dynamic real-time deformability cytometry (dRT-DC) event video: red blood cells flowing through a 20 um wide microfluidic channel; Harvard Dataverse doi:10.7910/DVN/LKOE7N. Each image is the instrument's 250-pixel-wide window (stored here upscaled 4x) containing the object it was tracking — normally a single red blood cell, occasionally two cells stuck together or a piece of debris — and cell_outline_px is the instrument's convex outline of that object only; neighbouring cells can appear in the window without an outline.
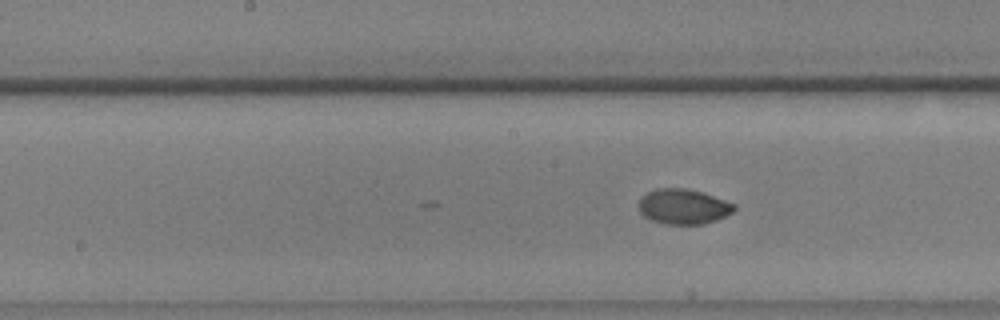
{"species": "common noctule bat (a hibernating species)", "species_latin": "Nyctalus noctula", "temperature_condition": "warm", "stored_images_in_passage": 25, "camera_frame_rate_fps": 3000, "um_per_image_px": 0.085, "animal": {"sex": "male", "body_mass_g": 17.9, "forearm_length_mm": 54.2}, "frame": {"image": 1, "passage_image": 25, "time_ms": 8.0, "image_size_px": [1000, 320], "cell_outline_px": [[736, 208], [732, 212], [716, 220], [704, 224], [668, 224], [652, 220], [644, 216], [640, 212], [640, 196], [656, 188], [684, 188], [700, 192], [736, 204]], "centroid_in_image_um": [58.07, 17.56], "position_along_channel_um": 190.1, "area_um2": 19.31}}